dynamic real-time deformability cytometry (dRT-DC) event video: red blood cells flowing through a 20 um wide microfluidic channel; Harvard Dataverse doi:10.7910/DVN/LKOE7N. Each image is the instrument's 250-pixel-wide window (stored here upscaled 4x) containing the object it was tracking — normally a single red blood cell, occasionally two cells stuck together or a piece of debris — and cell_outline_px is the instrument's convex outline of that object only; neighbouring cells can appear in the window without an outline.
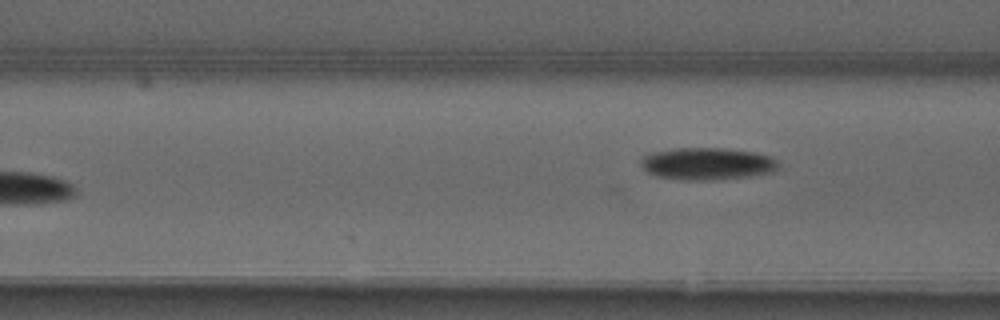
{"species": "common noctule bat (a hibernating species)", "species_latin": "Nyctalus noctula", "temperature_condition": "warm", "stored_images_in_passage": 5, "camera_frame_rate_fps": 3000, "um_per_image_px": 0.085, "animal": {"sex": "male", "forearm_length_mm": 52.5}, "frame": {"image": 1, "passage_image": 5, "time_ms": 1.333, "image_size_px": [1000, 320], "cell_outline_px": [[776, 168], [772, 172], [748, 176], [712, 180], [684, 180], [656, 176], [648, 172], [640, 164], [640, 160], [644, 156], [656, 152], [676, 148], [724, 148], [756, 152], [768, 156], [776, 160]], "centroid_in_image_um": [60.09, 13.92], "position_along_channel_um": 106.5, "area_um2": 25.49}}